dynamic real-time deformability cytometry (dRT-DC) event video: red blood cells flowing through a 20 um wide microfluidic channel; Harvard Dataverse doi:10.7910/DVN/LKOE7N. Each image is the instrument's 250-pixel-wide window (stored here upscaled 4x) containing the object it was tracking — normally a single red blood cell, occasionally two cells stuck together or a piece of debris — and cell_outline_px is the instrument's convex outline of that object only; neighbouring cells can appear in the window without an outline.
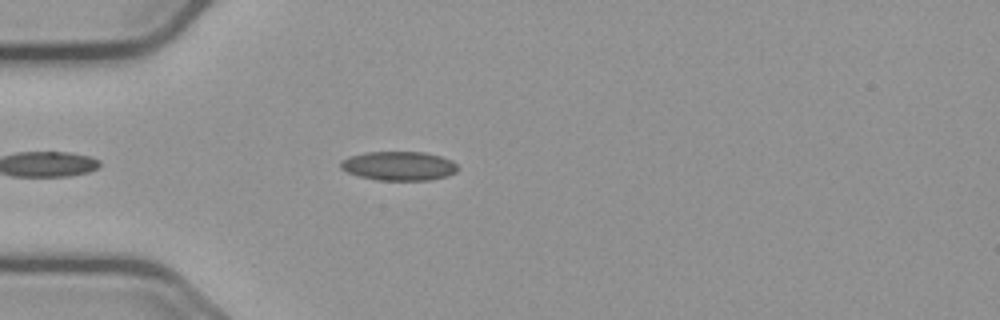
{"species": "common noctule bat (a hibernating species)", "species_latin": "Nyctalus noctula", "temperature_condition": "cold", "stored_images_in_passage": 10, "camera_frame_rate_fps": 3000, "um_per_image_px": 0.085, "animal": {"sex": "male", "body_mass_g": 23.1, "forearm_length_mm": 52.7}, "frame": {"image": 1, "passage_image": 6, "time_ms": 1.667, "image_size_px": [1000, 320], "cell_outline_px": [[456, 172], [448, 176], [428, 180], [376, 180], [360, 176], [348, 172], [340, 168], [340, 160], [348, 156], [368, 152], [424, 152], [440, 156], [452, 160], [456, 164]], "centroid_in_image_um": [33.88, 14.1], "position_along_channel_um": 51.1, "area_um2": 19.83}}